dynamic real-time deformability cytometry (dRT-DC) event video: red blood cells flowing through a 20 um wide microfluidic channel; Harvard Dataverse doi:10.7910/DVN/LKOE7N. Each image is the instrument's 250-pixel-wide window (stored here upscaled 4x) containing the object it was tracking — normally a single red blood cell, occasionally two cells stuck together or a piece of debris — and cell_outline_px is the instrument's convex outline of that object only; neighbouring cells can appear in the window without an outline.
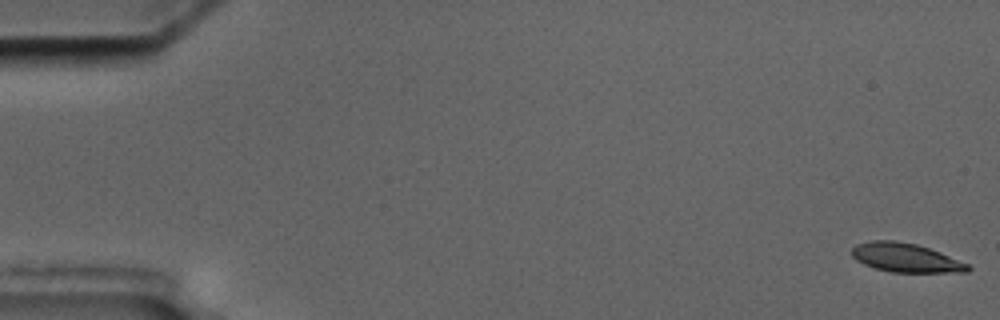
{"species": "common noctule bat (a hibernating species)", "species_latin": "Nyctalus noctula", "temperature_condition": "cold", "stored_images_in_passage": 5, "camera_frame_rate_fps": 3000, "um_per_image_px": 0.085, "animal": {"sex": "male", "body_mass_g": 17.5, "forearm_length_mm": 52.3}, "frame": {"image": 1, "passage_image": 1, "time_ms": 0.0, "image_size_px": [1000, 320], "cell_outline_px": [[972, 268], [968, 272], [892, 272], [876, 268], [864, 264], [856, 260], [852, 256], [852, 248], [856, 244], [872, 240], [896, 240], [916, 244], [940, 252], [968, 264]], "centroid_in_image_um": [76.97, 21.9], "position_along_channel_um": 8.0, "area_um2": 19.48}}